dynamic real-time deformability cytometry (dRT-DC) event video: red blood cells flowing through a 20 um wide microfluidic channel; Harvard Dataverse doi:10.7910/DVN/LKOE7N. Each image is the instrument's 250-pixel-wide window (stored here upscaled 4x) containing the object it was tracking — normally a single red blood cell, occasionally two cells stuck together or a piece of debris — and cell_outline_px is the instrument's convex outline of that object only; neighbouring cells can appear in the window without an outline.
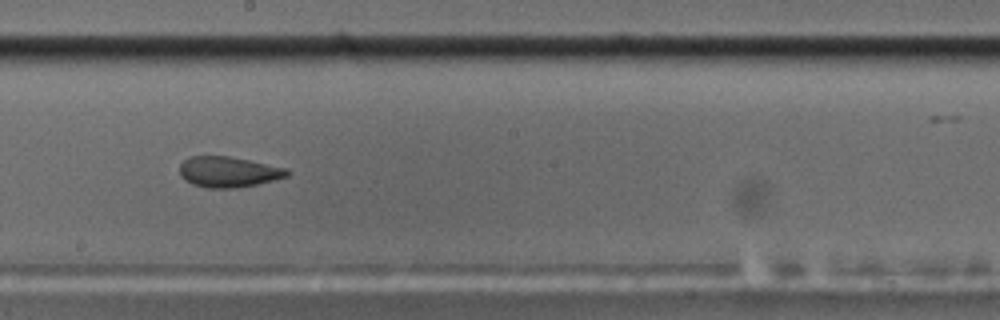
{"species": "common noctule bat (a hibernating species)", "species_latin": "Nyctalus noctula", "temperature_condition": "cold", "stored_images_in_passage": 57, "camera_frame_rate_fps": 3000, "um_per_image_px": 0.085, "animal": {"sex": "male", "body_mass_g": 17.5, "forearm_length_mm": 52.3}, "frame": {"image": 1, "passage_image": 32, "time_ms": 10.333, "image_size_px": [1000, 320], "cell_outline_px": [[288, 176], [256, 184], [236, 188], [208, 188], [192, 184], [184, 180], [180, 176], [180, 164], [188, 156], [228, 156], [288, 168]], "centroid_in_image_um": [19.37, 14.61], "position_along_channel_um": 228.8, "area_um2": 19.13}}
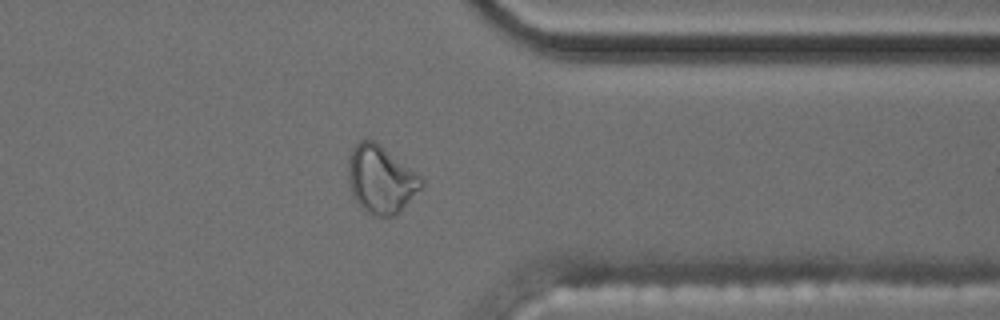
{"frame": {"image": 2, "passage_image": 45, "time_ms": 14.667, "image_size_px": [1000, 320], "cell_outline_px": [[424, 184], [392, 216], [376, 216], [360, 208], [352, 192], [348, 168], [348, 156], [352, 148], [360, 140], [376, 140], [416, 172], [424, 180]], "centroid_in_image_um": [32.35, 15.2], "position_along_channel_um": 379.1, "area_um2": 28.32}}
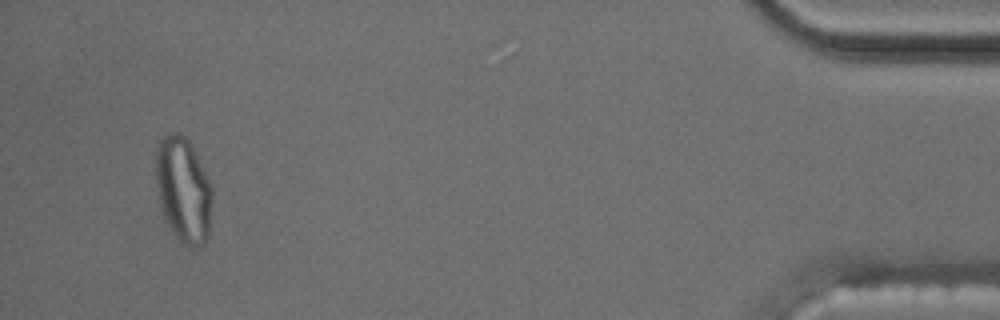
{"frame": {"image": 3, "passage_image": 54, "time_ms": 17.667, "image_size_px": [1000, 320], "cell_outline_px": [[212, 200], [208, 236], [204, 244], [192, 248], [180, 240], [176, 236], [168, 224], [164, 216], [156, 184], [156, 152], [160, 136], [168, 132], [176, 132], [184, 136], [192, 144], [212, 184]], "centroid_in_image_um": [15.6, 16.08], "position_along_channel_um": 419.6, "area_um2": 34.74}, "authors_computed_cell_mechanics": {"area_um2": 20.0566, "velocity_mm_per_s": 3.5944, "shape_relaxation_time_tau1_ms": null, "shape_relaxation_time_tau2_ms": 1.6685, "deformation_change_tau1": null, "deformation_change_tau2": 0.0614}}